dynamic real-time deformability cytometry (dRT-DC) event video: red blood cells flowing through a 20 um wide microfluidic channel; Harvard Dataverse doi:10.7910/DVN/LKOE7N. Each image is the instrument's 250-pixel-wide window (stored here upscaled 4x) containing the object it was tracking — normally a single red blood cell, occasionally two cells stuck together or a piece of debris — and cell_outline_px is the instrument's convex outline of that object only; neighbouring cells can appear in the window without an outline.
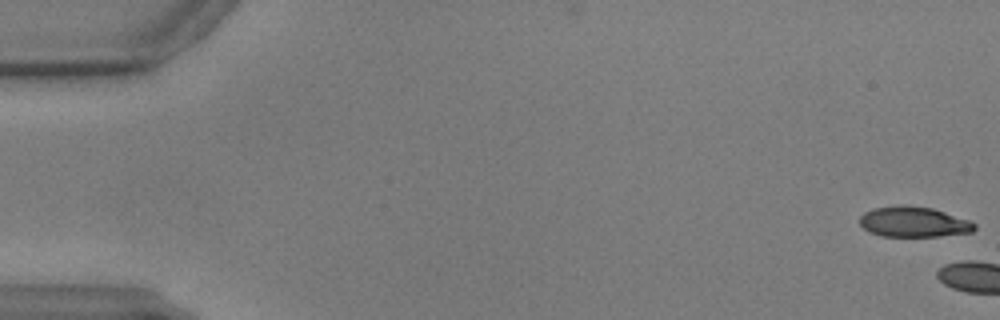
{"species": "common noctule bat (a hibernating species)", "species_latin": "Nyctalus noctula", "temperature_condition": "warm", "stored_images_in_passage": 4, "camera_frame_rate_fps": 3000, "um_per_image_px": 0.085, "animal": {"sex": "male", "body_mass_g": 17.9, "forearm_length_mm": 54.2}, "frame": {"image": 1, "passage_image": 1, "time_ms": 0.0, "image_size_px": [1000, 320], "cell_outline_px": [[976, 228], [972, 232], [940, 236], [880, 236], [868, 232], [860, 224], [860, 216], [864, 212], [872, 208], [900, 204], [908, 204], [932, 208], [968, 220], [976, 224]], "centroid_in_image_um": [77.62, 18.85], "position_along_channel_um": 7.4, "area_um2": 20.52}}